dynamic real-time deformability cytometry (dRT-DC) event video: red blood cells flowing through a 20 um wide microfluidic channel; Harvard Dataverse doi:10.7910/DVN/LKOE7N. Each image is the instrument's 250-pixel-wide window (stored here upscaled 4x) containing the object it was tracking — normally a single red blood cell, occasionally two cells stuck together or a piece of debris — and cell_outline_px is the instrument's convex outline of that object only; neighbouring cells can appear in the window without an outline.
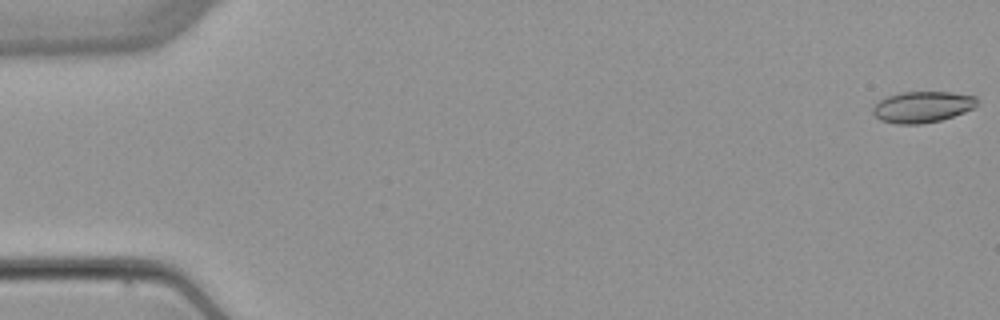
{"species": "common noctule bat (a hibernating species)", "species_latin": "Nyctalus noctula", "temperature_condition": "warm", "stored_images_in_passage": 5, "camera_frame_rate_fps": 3000, "um_per_image_px": 0.085, "animal": {"sex": "female", "body_mass_g": 22.7, "forearm_length_mm": 54.2}, "frame": {"image": 1, "passage_image": 1, "time_ms": 0.0, "image_size_px": [1000, 320], "cell_outline_px": [[976, 104], [972, 108], [964, 112], [940, 120], [920, 124], [896, 124], [880, 120], [872, 112], [872, 108], [880, 100], [888, 96], [900, 92], [952, 92], [976, 96]], "centroid_in_image_um": [78.37, 9.08], "position_along_channel_um": 6.6, "area_um2": 18.79}}
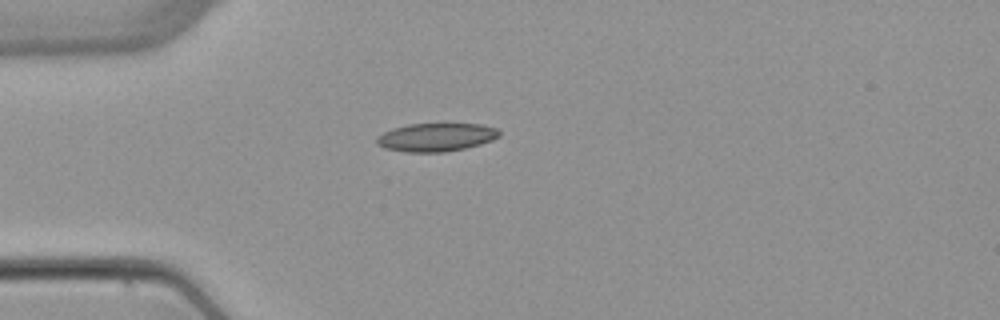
{"frame": {"image": 2, "passage_image": 5, "time_ms": 4.667, "image_size_px": [1000, 320], "cell_outline_px": [[500, 136], [492, 140], [480, 144], [464, 148], [444, 152], [404, 152], [384, 148], [376, 144], [376, 136], [392, 128], [408, 124], [480, 124], [496, 128], [500, 132]], "centroid_in_image_um": [37.03, 11.67], "position_along_channel_um": 48.0, "area_um2": 20.23}}